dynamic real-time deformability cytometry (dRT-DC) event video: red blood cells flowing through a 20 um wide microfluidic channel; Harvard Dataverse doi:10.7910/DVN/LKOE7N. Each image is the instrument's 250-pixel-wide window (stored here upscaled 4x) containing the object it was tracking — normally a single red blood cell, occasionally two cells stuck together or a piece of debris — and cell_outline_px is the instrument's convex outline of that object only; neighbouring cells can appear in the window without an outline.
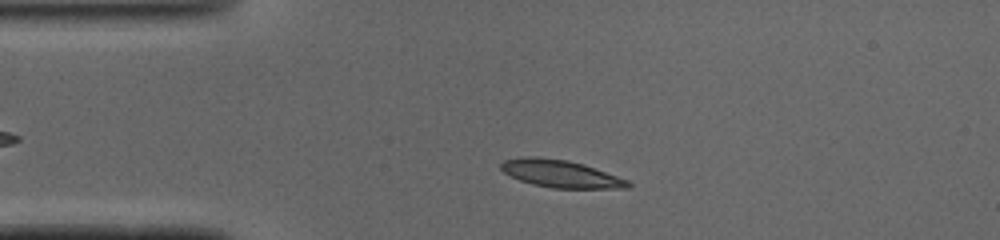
{"species": "common noctule bat (a hibernating species)", "species_latin": "Nyctalus noctula", "temperature_condition": "cold", "stored_images_in_passage": 35, "camera_frame_rate_fps": 3000, "um_per_image_px": 0.085, "animal": {"sex": "male", "body_mass_g": 19.0, "forearm_length_mm": 50.8}, "frame": {"image": 1, "passage_image": 6, "time_ms": 1.667, "image_size_px": [1000, 240], "cell_outline_px": [[632, 184], [628, 188], [552, 188], [532, 184], [520, 180], [504, 172], [500, 168], [500, 164], [504, 160], [528, 156], [532, 156], [568, 160], [584, 164], [628, 180]], "centroid_in_image_um": [47.66, 14.77], "position_along_channel_um": 37.3, "area_um2": 20.17}}
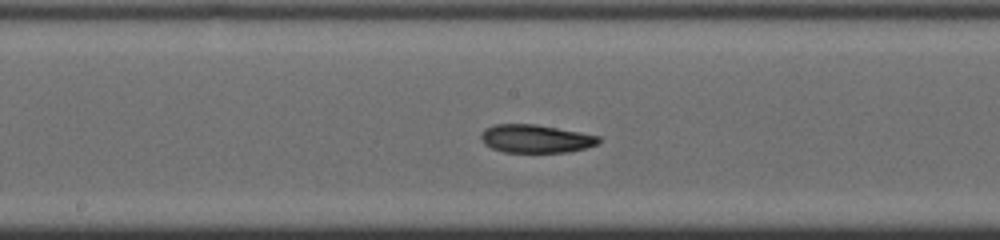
{"frame": {"image": 2, "passage_image": 20, "time_ms": 6.333, "image_size_px": [1000, 240], "cell_outline_px": [[604, 140], [596, 144], [584, 148], [568, 152], [504, 152], [492, 148], [484, 144], [480, 136], [484, 128], [496, 124], [536, 124], [580, 132], [600, 136]], "centroid_in_image_um": [45.54, 11.78], "position_along_channel_um": 202.7, "area_um2": 19.36}}
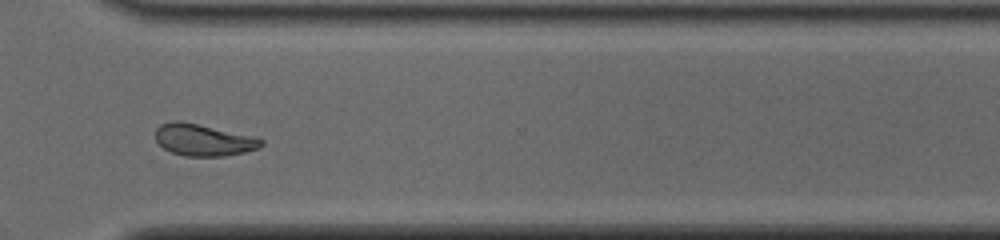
{"frame": {"image": 3, "passage_image": 31, "time_ms": 10.0, "image_size_px": [1000, 240], "cell_outline_px": [[264, 144], [260, 148], [244, 152], [224, 156], [184, 156], [172, 152], [164, 148], [156, 140], [156, 128], [160, 124], [172, 120], [180, 120], [248, 136], [264, 140]], "centroid_in_image_um": [17.25, 11.9], "position_along_channel_um": 353.4, "area_um2": 19.25}, "authors_computed_cell_mechanics": {"area_um2": 19.4786, "velocity_mm_per_s": 4.0823, "shape_relaxation_time_tau1_ms": 6.8961, "shape_relaxation_time_tau2_ms": 4.4519, "deformation_change_tau1": 0.2039, "deformation_change_tau2": 0.087}}